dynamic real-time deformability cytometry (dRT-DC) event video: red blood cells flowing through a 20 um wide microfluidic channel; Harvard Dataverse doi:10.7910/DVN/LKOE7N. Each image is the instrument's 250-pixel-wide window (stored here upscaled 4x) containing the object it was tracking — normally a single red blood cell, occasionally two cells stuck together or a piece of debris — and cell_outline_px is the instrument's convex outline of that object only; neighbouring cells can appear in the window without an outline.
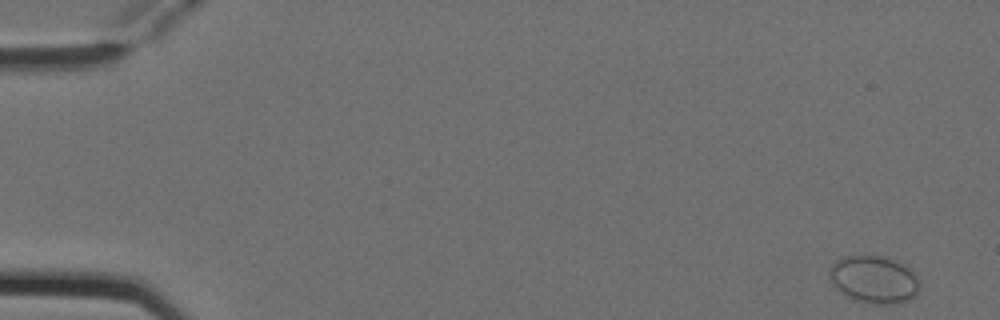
{"species": "Egyptian fruit bat (a non-hibernating species)", "species_latin": "Rousettus aegyptiacus", "temperature_condition": "cold", "stored_images_in_passage": 6, "camera_frame_rate_fps": 3000, "um_per_image_px": 0.085, "animal": {"sex": "female"}, "frame": {"image": 1, "passage_image": 1, "time_ms": 0.0, "image_size_px": [1000, 320], "cell_outline_px": [[920, 288], [916, 296], [900, 304], [872, 304], [852, 300], [836, 288], [832, 284], [828, 276], [828, 268], [836, 260], [844, 256], [884, 256], [896, 260], [904, 264], [916, 276], [920, 284]], "centroid_in_image_um": [74.28, 23.77], "position_along_channel_um": 10.7, "area_um2": 25.43}}